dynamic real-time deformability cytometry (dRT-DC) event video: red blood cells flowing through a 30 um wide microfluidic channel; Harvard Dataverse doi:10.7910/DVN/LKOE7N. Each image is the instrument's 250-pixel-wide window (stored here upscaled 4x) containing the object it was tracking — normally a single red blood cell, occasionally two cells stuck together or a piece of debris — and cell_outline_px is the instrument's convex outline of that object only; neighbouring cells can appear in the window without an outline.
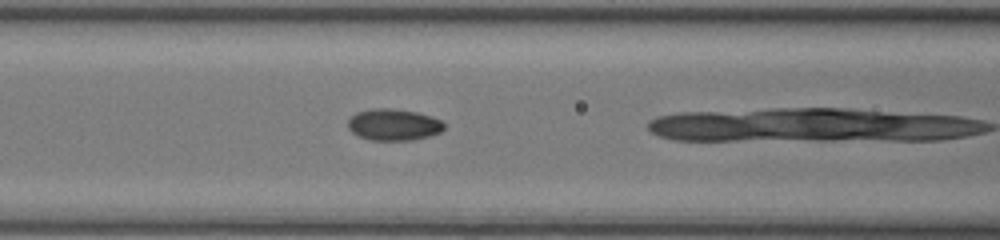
{"species": "common noctule bat (a hibernating species)", "species_latin": "Nyctalus noctula", "temperature_condition": "room temperature", "stored_images_in_passage": 4, "camera_frame_rate_fps": 3000, "um_per_image_px": 0.085, "animal": {"sex": "female", "body_mass_g": 17.0, "forearm_length_mm": 48.0}, "frame": {"image": 1, "passage_image": 3, "time_ms": 0.667, "image_size_px": [1000, 240], "cell_outline_px": [[444, 128], [440, 132], [428, 136], [412, 140], [368, 140], [352, 132], [348, 128], [348, 120], [356, 112], [372, 108], [392, 108], [416, 112], [432, 116], [440, 120], [444, 124]], "centroid_in_image_um": [33.44, 10.59], "position_along_channel_um": 133.2, "area_um2": 17.69}}